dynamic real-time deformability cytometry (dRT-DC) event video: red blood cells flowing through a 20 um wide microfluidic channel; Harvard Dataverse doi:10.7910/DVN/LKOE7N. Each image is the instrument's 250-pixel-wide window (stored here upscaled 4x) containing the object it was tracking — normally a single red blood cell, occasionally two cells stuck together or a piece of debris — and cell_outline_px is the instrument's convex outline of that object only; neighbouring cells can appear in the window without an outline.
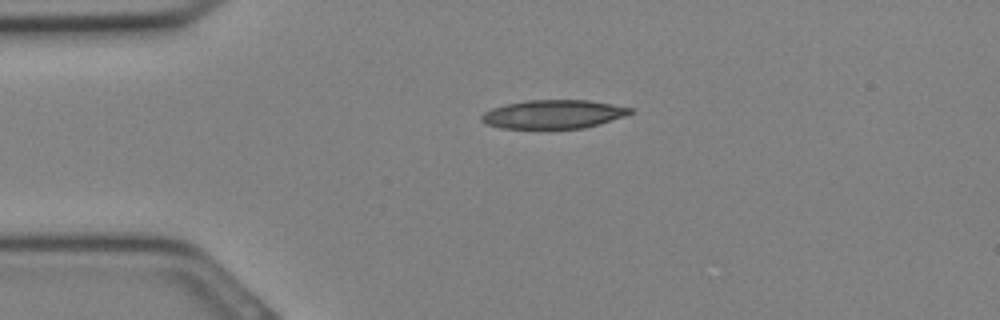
{"species": "Egyptian fruit bat (a non-hibernating species)", "species_latin": "Rousettus aegyptiacus", "temperature_condition": "cold", "stored_images_in_passage": 9, "camera_frame_rate_fps": 3000, "um_per_image_px": 0.085, "animal": {"sex": "female"}, "frame": {"image": 1, "passage_image": 1, "time_ms": 0.0, "image_size_px": [1000, 320], "cell_outline_px": [[632, 112], [624, 116], [584, 128], [504, 128], [488, 124], [480, 120], [480, 116], [484, 112], [492, 108], [524, 100], [588, 100], [632, 108]], "centroid_in_image_um": [47.01, 9.7], "position_along_channel_um": 38.0, "area_um2": 24.45}}
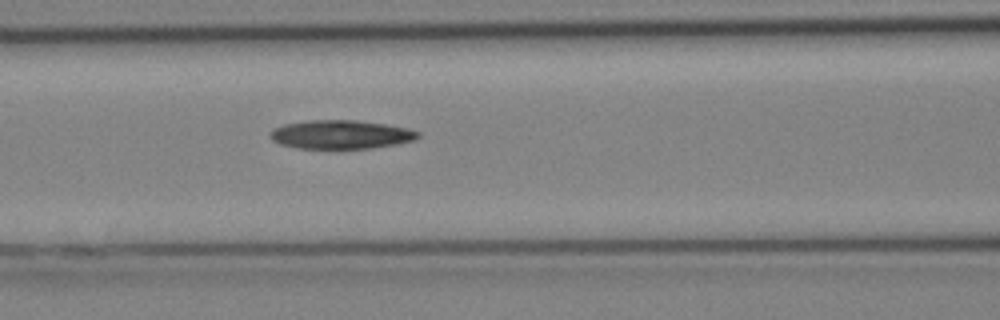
{"frame": {"image": 2, "passage_image": 7, "time_ms": 2.0, "image_size_px": [1000, 320], "cell_outline_px": [[420, 136], [412, 140], [396, 144], [372, 148], [300, 148], [280, 144], [272, 140], [268, 136], [268, 132], [284, 124], [308, 120], [356, 120], [384, 124], [408, 128], [420, 132]], "centroid_in_image_um": [28.95, 11.43], "position_along_channel_um": 137.7, "area_um2": 24.62}}
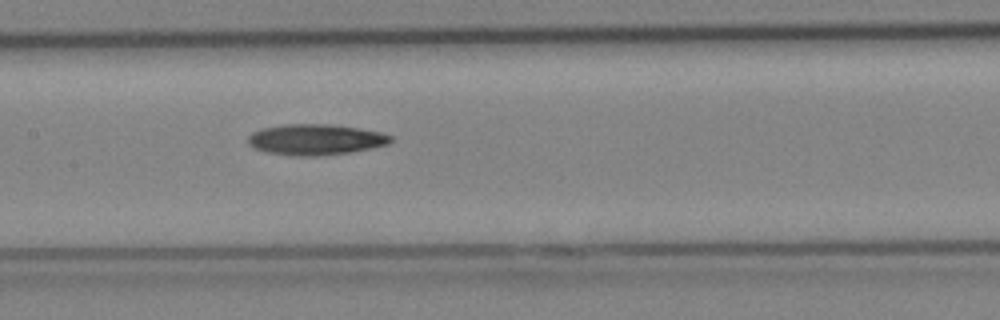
{"frame": {"image": 3, "passage_image": 9, "time_ms": 2.667, "image_size_px": [1000, 320], "cell_outline_px": [[392, 140], [388, 144], [372, 148], [348, 152], [312, 156], [296, 156], [264, 152], [248, 144], [248, 136], [252, 132], [264, 128], [284, 124], [328, 124], [356, 128], [380, 132], [392, 136]], "centroid_in_image_um": [26.8, 11.86], "position_along_channel_um": 180.6, "area_um2": 25.37}}